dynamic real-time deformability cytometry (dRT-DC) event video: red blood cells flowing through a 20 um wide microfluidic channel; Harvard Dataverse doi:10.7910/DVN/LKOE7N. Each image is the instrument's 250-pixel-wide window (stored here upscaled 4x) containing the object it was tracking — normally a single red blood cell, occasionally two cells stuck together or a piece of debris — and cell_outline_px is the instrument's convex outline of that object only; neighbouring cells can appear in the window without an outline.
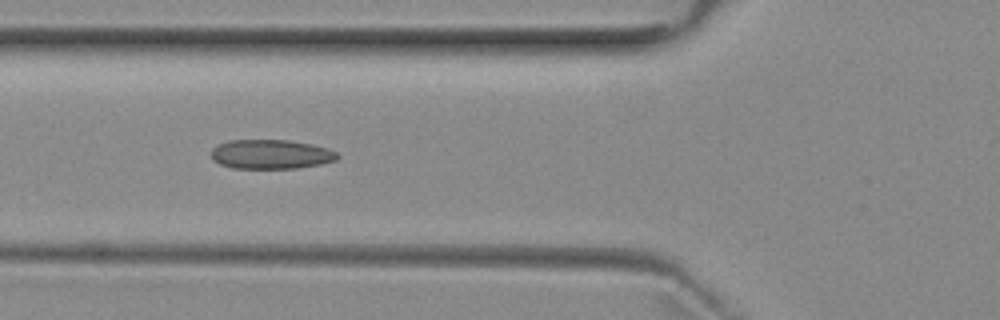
{"species": "common noctule bat (a hibernating species)", "species_latin": "Nyctalus noctula", "temperature_condition": "room temperature", "stored_images_in_passage": 7, "camera_frame_rate_fps": 3000, "um_per_image_px": 0.085, "animal": {"sex": "female", "body_mass_g": 29.2, "forearm_length_mm": 56.3}, "frame": {"image": 1, "passage_image": 6, "time_ms": 5.667, "image_size_px": [1000, 320], "cell_outline_px": [[340, 156], [336, 160], [320, 164], [296, 168], [232, 168], [220, 164], [212, 160], [212, 148], [228, 140], [288, 140], [312, 144], [328, 148], [336, 152]], "centroid_in_image_um": [23.03, 13.11], "position_along_channel_um": 102.8, "area_um2": 21.56}}
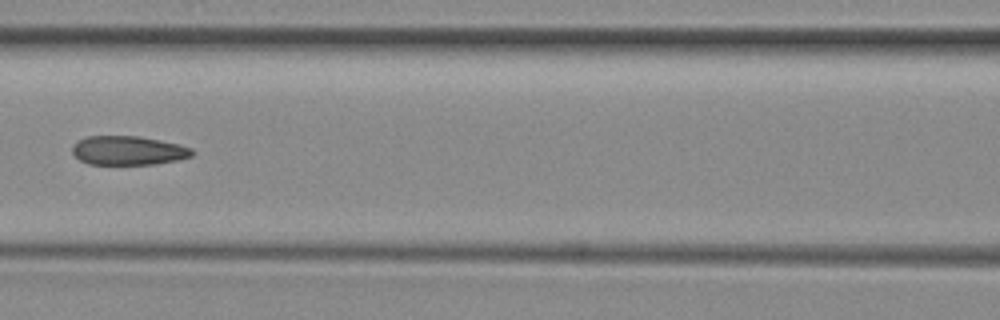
{"frame": {"image": 2, "passage_image": 7, "time_ms": 7.0, "image_size_px": [1000, 320], "cell_outline_px": [[192, 156], [176, 160], [156, 164], [88, 164], [80, 160], [72, 152], [72, 144], [76, 140], [88, 136], [140, 136], [180, 144], [192, 148]], "centroid_in_image_um": [10.87, 12.78], "position_along_channel_um": 155.7, "area_um2": 20.35}}